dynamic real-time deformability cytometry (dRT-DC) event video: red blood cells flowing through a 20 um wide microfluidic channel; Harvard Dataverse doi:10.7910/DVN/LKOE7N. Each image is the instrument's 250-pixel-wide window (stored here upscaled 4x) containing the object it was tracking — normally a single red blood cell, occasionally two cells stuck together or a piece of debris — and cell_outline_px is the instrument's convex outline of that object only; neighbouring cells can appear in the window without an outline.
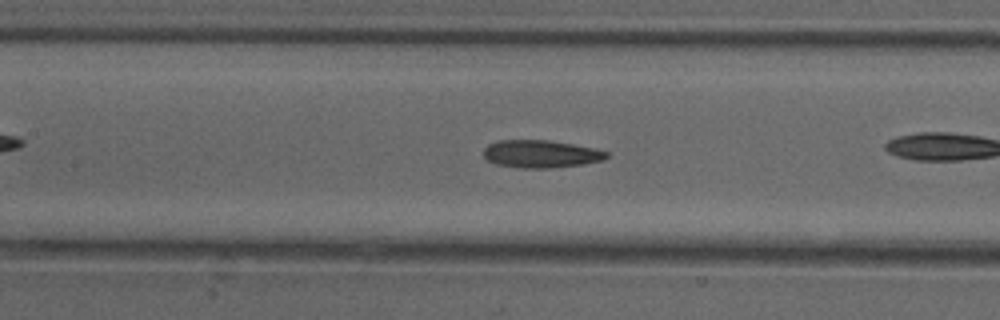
{"species": "common noctule bat (a hibernating species)", "species_latin": "Nyctalus noctula", "temperature_condition": "cold", "stored_images_in_passage": 39, "camera_frame_rate_fps": 3000, "um_per_image_px": 0.085, "animal": {"sex": "female"}, "frame": {"image": 1, "passage_image": 23, "time_ms": 7.333, "image_size_px": [1000, 320], "cell_outline_px": [[608, 156], [604, 160], [580, 164], [552, 168], [516, 168], [496, 164], [488, 160], [484, 156], [484, 148], [488, 144], [496, 140], [548, 140], [596, 148], [608, 152]], "centroid_in_image_um": [45.95, 13.08], "position_along_channel_um": 161.4, "area_um2": 19.88}}